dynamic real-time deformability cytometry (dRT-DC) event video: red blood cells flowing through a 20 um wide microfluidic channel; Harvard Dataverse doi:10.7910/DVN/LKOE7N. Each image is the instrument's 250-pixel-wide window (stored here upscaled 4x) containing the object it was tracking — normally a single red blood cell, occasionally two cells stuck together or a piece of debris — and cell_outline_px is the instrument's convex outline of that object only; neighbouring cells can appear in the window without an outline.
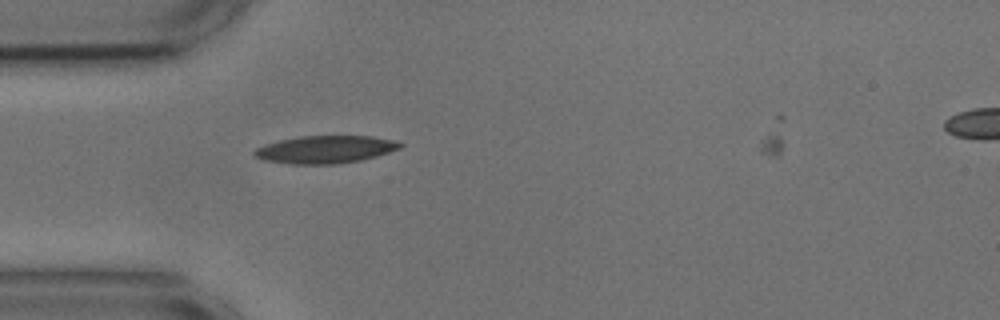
{"species": "common noctule bat (a hibernating species)", "species_latin": "Nyctalus noctula", "temperature_condition": "cold", "stored_images_in_passage": 14, "camera_frame_rate_fps": 3000, "um_per_image_px": 0.085, "animal": {"sex": "male", "body_mass_g": 17.9, "forearm_length_mm": 54.2}, "frame": {"image": 1, "passage_image": 8, "time_ms": 2.333, "image_size_px": [1000, 320], "cell_outline_px": [[404, 144], [400, 148], [376, 156], [360, 160], [336, 164], [292, 164], [264, 160], [256, 156], [252, 152], [256, 148], [264, 144], [280, 140], [300, 136], [372, 136], [392, 140]], "centroid_in_image_um": [27.63, 12.7], "position_along_channel_um": 57.4, "area_um2": 23.29}}